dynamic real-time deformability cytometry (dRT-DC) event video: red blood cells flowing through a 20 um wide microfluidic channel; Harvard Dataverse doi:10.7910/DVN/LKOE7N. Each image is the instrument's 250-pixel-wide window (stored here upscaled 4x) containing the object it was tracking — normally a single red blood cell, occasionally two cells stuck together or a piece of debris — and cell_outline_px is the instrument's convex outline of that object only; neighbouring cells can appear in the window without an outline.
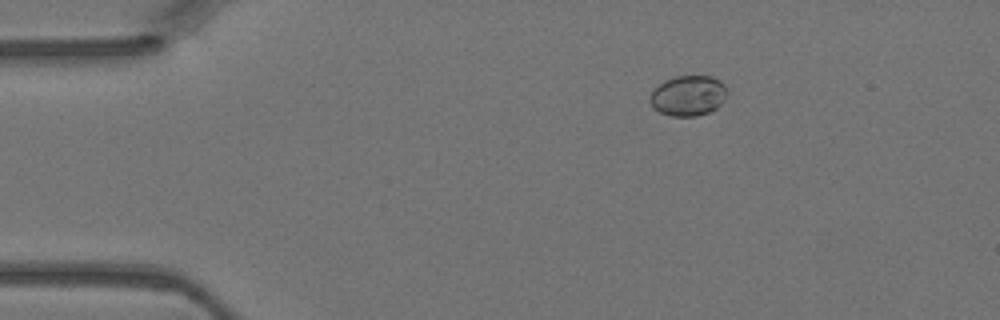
{"species": "Egyptian fruit bat (a non-hibernating species)", "species_latin": "Rousettus aegyptiacus", "temperature_condition": "warm", "stored_images_in_passage": 4, "camera_frame_rate_fps": 3000, "um_per_image_px": 0.085, "animal": {"sex": "female"}, "frame": {"image": 1, "passage_image": 2, "time_ms": 0.333, "image_size_px": [1000, 320], "cell_outline_px": [[728, 92], [720, 104], [716, 108], [708, 112], [696, 116], [672, 116], [660, 112], [652, 108], [648, 100], [648, 96], [664, 80], [672, 76], [712, 76], [720, 80], [724, 84]], "centroid_in_image_um": [58.47, 8.12], "position_along_channel_um": 26.5, "area_um2": 18.26}}
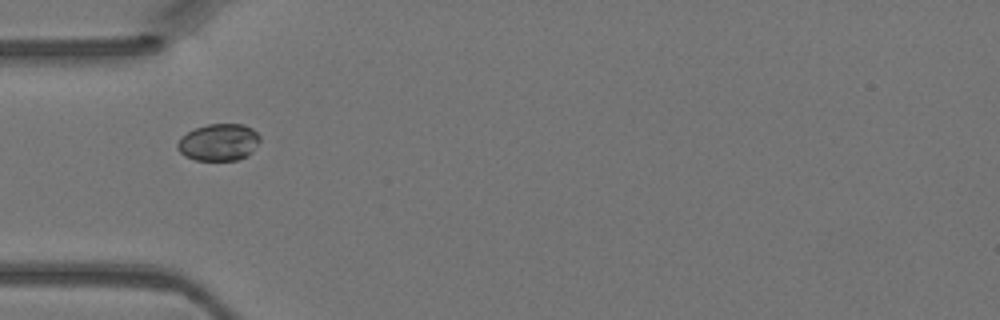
{"frame": {"image": 2, "passage_image": 4, "time_ms": 1.0, "image_size_px": [1000, 320], "cell_outline_px": [[260, 140], [252, 152], [248, 156], [236, 160], [196, 160], [184, 156], [176, 148], [176, 144], [188, 132], [196, 128], [208, 124], [244, 124], [252, 128], [260, 136]], "centroid_in_image_um": [18.61, 12.1], "position_along_channel_um": 66.4, "area_um2": 17.74}}